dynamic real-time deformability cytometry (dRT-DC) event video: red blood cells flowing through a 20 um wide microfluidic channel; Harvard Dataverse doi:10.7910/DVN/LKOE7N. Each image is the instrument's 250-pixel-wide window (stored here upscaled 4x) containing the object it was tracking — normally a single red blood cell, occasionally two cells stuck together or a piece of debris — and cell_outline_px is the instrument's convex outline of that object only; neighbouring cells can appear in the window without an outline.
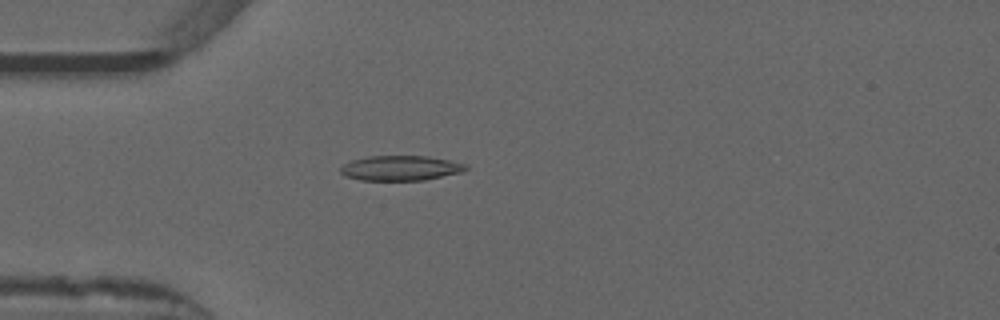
{"species": "common noctule bat (a hibernating species)", "species_latin": "Nyctalus noctula", "temperature_condition": "warm", "stored_images_in_passage": 8, "camera_frame_rate_fps": 3000, "um_per_image_px": 0.085, "animal": {"sex": "male", "forearm_length_mm": 52.5}, "frame": {"image": 1, "passage_image": 2, "time_ms": 0.333, "image_size_px": [1000, 320], "cell_outline_px": [[468, 168], [460, 172], [424, 180], [360, 180], [344, 176], [340, 172], [340, 168], [344, 164], [352, 160], [368, 156], [428, 156], [468, 164]], "centroid_in_image_um": [34.02, 14.28], "position_along_channel_um": 51.0, "area_um2": 18.15}}
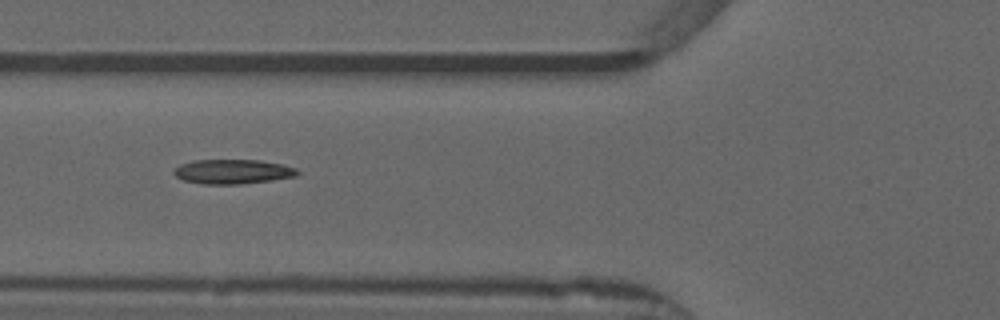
{"frame": {"image": 2, "passage_image": 7, "time_ms": 2.0, "image_size_px": [1000, 320], "cell_outline_px": [[300, 172], [296, 176], [272, 180], [240, 184], [200, 184], [184, 180], [176, 176], [172, 172], [180, 164], [192, 160], [260, 160], [280, 164], [296, 168]], "centroid_in_image_um": [19.77, 14.59], "position_along_channel_um": 106.0, "area_um2": 17.63}}